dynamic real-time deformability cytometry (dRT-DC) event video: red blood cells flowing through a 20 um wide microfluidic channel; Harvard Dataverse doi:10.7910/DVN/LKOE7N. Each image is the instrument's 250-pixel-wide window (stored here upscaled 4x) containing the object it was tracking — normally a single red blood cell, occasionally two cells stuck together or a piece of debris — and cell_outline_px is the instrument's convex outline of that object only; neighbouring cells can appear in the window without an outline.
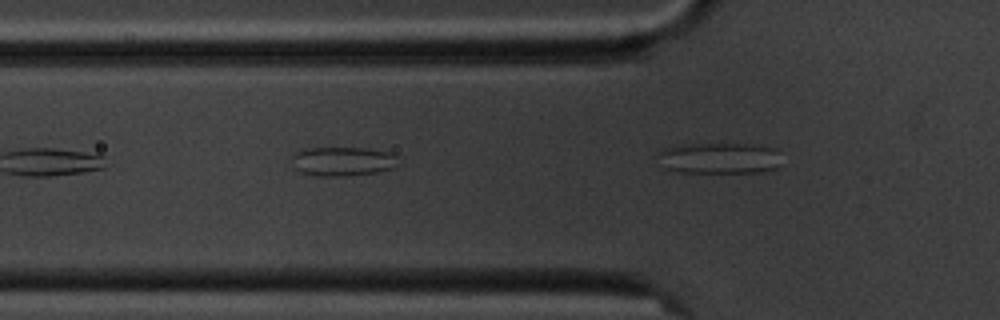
{"species": "common noctule bat (a hibernating species)", "species_latin": "Nyctalus noctula", "temperature_condition": "cold", "stored_images_in_passage": 6, "camera_frame_rate_fps": 3000, "um_per_image_px": 0.085, "animal": {"sex": "male", "body_mass_g": 20.1, "forearm_length_mm": 53.5}, "frame": {"image": 1, "passage_image": 5, "time_ms": 4.667, "image_size_px": [1000, 320], "cell_outline_px": [[396, 164], [392, 168], [376, 172], [344, 176], [320, 176], [300, 172], [296, 168], [292, 156], [300, 148], [364, 148], [392, 152], [396, 156]], "centroid_in_image_um": [29.11, 13.7], "position_along_channel_um": 96.7, "area_um2": 17.92}}